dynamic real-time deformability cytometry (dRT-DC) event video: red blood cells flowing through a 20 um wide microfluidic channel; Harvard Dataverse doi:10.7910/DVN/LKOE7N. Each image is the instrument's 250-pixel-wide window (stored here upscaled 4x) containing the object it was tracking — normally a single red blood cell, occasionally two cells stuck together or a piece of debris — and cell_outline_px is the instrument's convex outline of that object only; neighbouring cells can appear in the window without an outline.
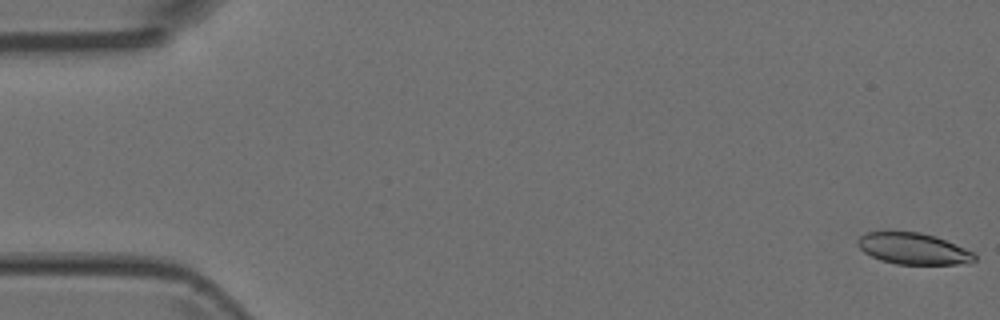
{"species": "Egyptian fruit bat (a non-hibernating species)", "species_latin": "Rousettus aegyptiacus", "temperature_condition": "room temperature", "stored_images_in_passage": 5, "camera_frame_rate_fps": 3000, "um_per_image_px": 0.085, "animal": {"sex": "female"}, "frame": {"image": 1, "passage_image": 1, "time_ms": 0.0, "image_size_px": [1000, 320], "cell_outline_px": [[976, 260], [956, 264], [896, 264], [880, 260], [864, 252], [856, 244], [856, 240], [860, 236], [868, 232], [920, 232], [936, 236], [964, 248], [972, 252], [976, 256]], "centroid_in_image_um": [77.59, 21.13], "position_along_channel_um": 7.4, "area_um2": 21.15}}
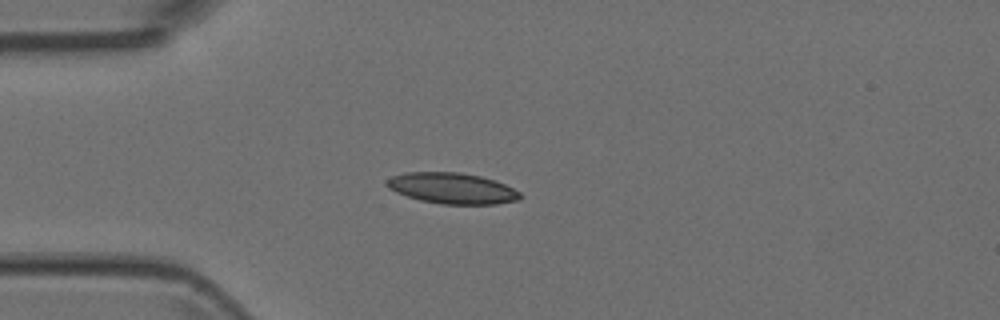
{"frame": {"image": 2, "passage_image": 4, "time_ms": 1.0, "image_size_px": [1000, 320], "cell_outline_px": [[524, 196], [520, 200], [496, 204], [440, 204], [420, 200], [396, 192], [388, 188], [384, 184], [384, 180], [392, 176], [404, 172], [460, 172], [480, 176], [496, 180], [520, 192]], "centroid_in_image_um": [38.43, 16.0], "position_along_channel_um": 46.6, "area_um2": 24.28}}